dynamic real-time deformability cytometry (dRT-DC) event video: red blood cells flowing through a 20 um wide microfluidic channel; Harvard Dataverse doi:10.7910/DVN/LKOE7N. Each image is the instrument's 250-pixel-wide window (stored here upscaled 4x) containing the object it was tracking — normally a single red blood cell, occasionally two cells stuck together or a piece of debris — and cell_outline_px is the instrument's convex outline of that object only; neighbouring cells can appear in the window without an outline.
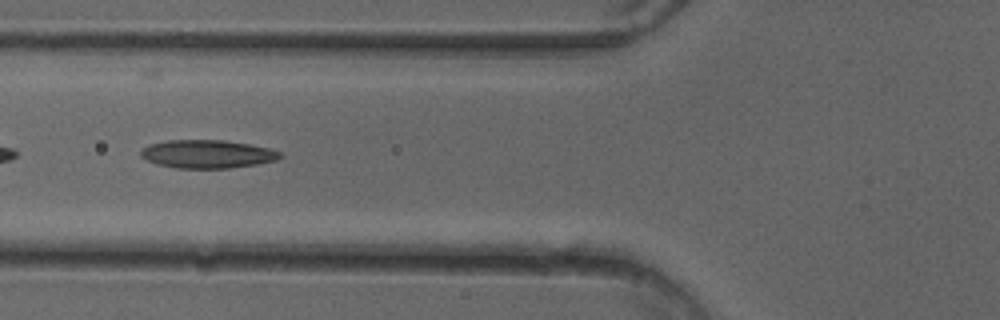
{"species": "common noctule bat (a hibernating species)", "species_latin": "Nyctalus noctula", "temperature_condition": "cold", "stored_images_in_passage": 41, "camera_frame_rate_fps": 3000, "um_per_image_px": 0.085, "animal": {"sex": "female"}, "frame": {"image": 1, "passage_image": 19, "time_ms": 6.0, "image_size_px": [1000, 320], "cell_outline_px": [[284, 156], [276, 160], [256, 164], [228, 168], [176, 168], [156, 164], [140, 156], [140, 152], [148, 144], [168, 140], [224, 140], [248, 144], [268, 148], [280, 152]], "centroid_in_image_um": [17.61, 13.09], "position_along_channel_um": 108.2, "area_um2": 22.83}}
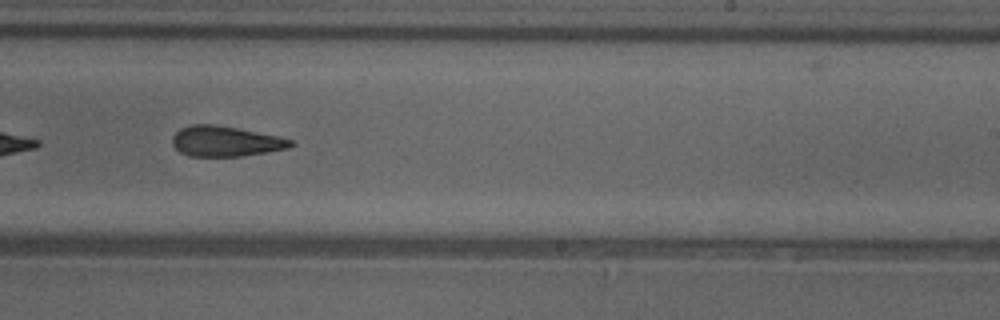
{"frame": {"image": 2, "passage_image": 31, "time_ms": 10.0, "image_size_px": [1000, 320], "cell_outline_px": [[296, 144], [288, 148], [244, 156], [188, 156], [180, 152], [172, 144], [172, 136], [180, 128], [192, 124], [216, 124], [280, 136], [292, 140]], "centroid_in_image_um": [19.17, 12.0], "position_along_channel_um": 269.8, "area_um2": 21.1}}
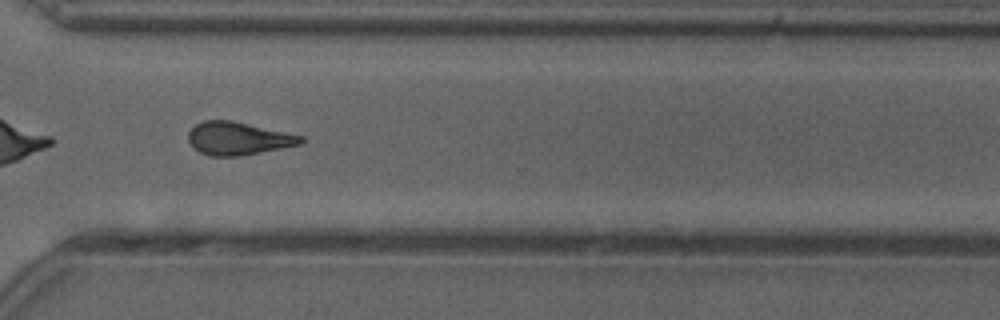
{"frame": {"image": 3, "passage_image": 37, "time_ms": 12.0, "image_size_px": [1000, 320], "cell_outline_px": [[304, 140], [300, 144], [240, 156], [208, 156], [192, 148], [188, 140], [188, 132], [196, 124], [204, 120], [232, 120], [304, 136]], "centroid_in_image_um": [20.2, 11.77], "position_along_channel_um": 350.4, "area_um2": 21.62}, "authors_computed_cell_mechanics": {"area_um2": 22.6576, "velocity_mm_per_s": 4.0425, "shape_relaxation_time_tau1_ms": null, "shape_relaxation_time_tau2_ms": 5.0933, "deformation_change_tau1": null, "deformation_change_tau2": 0.156}}